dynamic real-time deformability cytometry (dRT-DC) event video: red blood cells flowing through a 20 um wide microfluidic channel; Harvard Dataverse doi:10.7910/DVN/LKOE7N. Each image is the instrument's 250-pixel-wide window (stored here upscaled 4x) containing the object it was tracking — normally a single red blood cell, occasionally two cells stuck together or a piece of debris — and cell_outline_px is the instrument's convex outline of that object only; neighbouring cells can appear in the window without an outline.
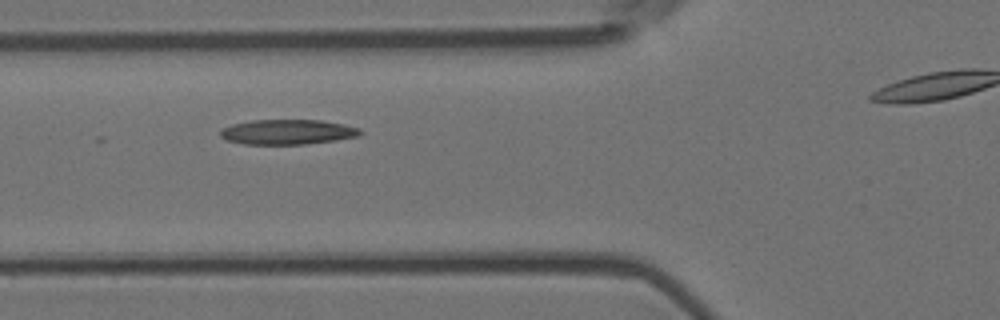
{"species": "Egyptian fruit bat (a non-hibernating species)", "species_latin": "Rousettus aegyptiacus", "temperature_condition": "room temperature", "stored_images_in_passage": 6, "camera_frame_rate_fps": 3000, "um_per_image_px": 0.085, "animal": {"sex": "female"}, "frame": {"image": 1, "passage_image": 2, "time_ms": 0.333, "image_size_px": [1000, 320], "cell_outline_px": [[364, 132], [360, 136], [336, 140], [304, 144], [244, 144], [228, 140], [220, 136], [220, 128], [232, 124], [252, 120], [320, 120], [344, 124], [360, 128]], "centroid_in_image_um": [24.46, 11.21], "position_along_channel_um": 101.3, "area_um2": 20.46}}
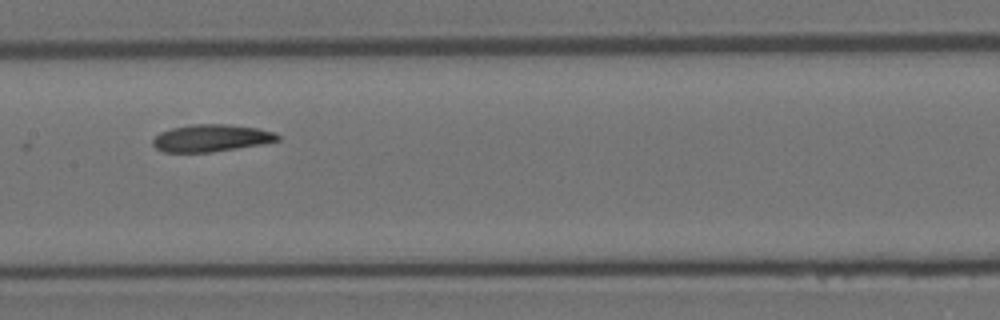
{"frame": {"image": 2, "passage_image": 4, "time_ms": 1.0, "image_size_px": [1000, 320], "cell_outline_px": [[280, 140], [264, 144], [208, 152], [164, 152], [156, 148], [152, 144], [152, 140], [160, 132], [172, 128], [192, 124], [228, 124], [256, 128], [276, 132], [280, 136]], "centroid_in_image_um": [17.97, 11.73], "position_along_channel_um": 189.4, "area_um2": 19.77}}
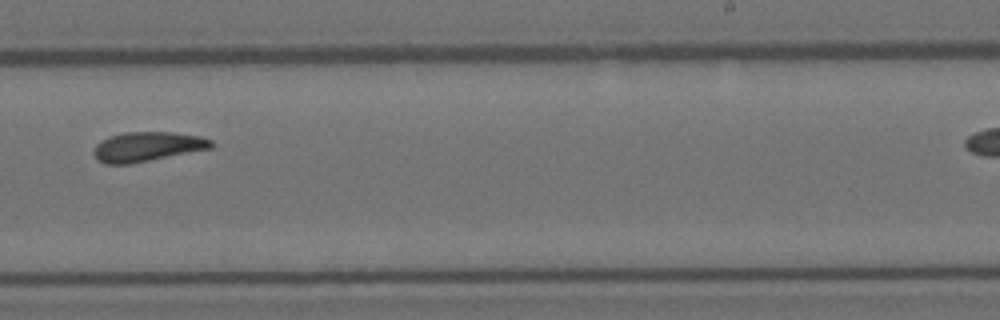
{"frame": {"image": 3, "passage_image": 6, "time_ms": 1.667, "image_size_px": [1000, 320], "cell_outline_px": [[216, 144], [212, 148], [128, 164], [104, 164], [96, 160], [92, 152], [96, 144], [100, 140], [108, 136], [124, 132], [172, 132], [200, 136], [212, 140]], "centroid_in_image_um": [12.48, 12.46], "position_along_channel_um": 276.5, "area_um2": 20.4}}